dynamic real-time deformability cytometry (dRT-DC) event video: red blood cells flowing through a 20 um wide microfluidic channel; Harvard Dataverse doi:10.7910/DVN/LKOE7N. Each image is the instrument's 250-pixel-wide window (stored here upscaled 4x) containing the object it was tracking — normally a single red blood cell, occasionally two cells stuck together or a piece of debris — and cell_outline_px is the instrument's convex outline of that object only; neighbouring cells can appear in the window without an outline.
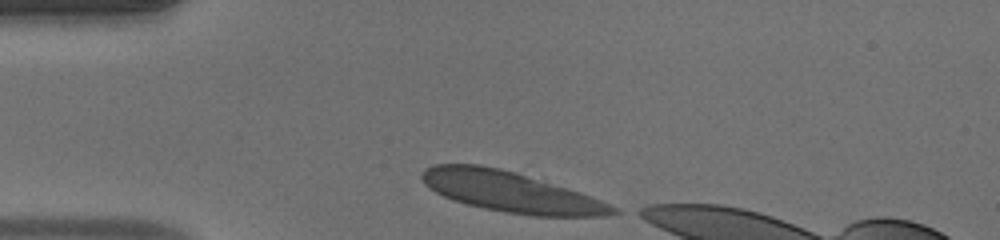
{"species": "human", "species_latin": "Homo sapiens", "temperature_condition": "warm", "stored_images_in_passage": 30, "camera_frame_rate_fps": 3000, "um_per_image_px": 0.085, "donor": {"sex": "male"}, "frame": {"image": 1, "passage_image": 1, "time_ms": 0.0, "image_size_px": [1000, 240], "cell_outline_px": [[620, 212], [604, 216], [532, 216], [504, 212], [484, 208], [468, 204], [444, 196], [436, 192], [424, 184], [420, 176], [424, 168], [436, 164], [476, 164], [500, 168], [580, 192], [600, 200], [616, 208]], "centroid_in_image_um": [43.37, 16.31], "position_along_channel_um": 41.6, "area_um2": 44.39}}
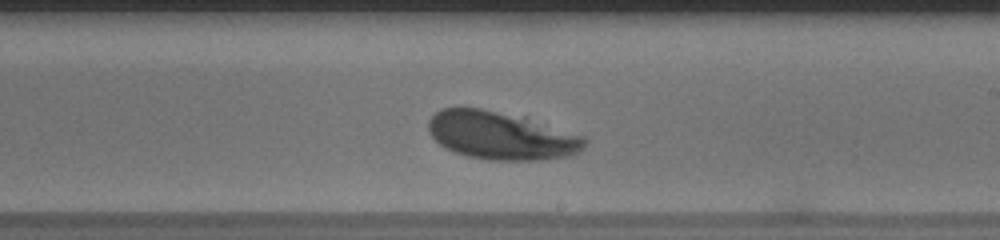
{"frame": {"image": 2, "passage_image": 18, "time_ms": 5.667, "image_size_px": [1000, 240], "cell_outline_px": [[588, 140], [584, 148], [568, 156], [540, 160], [488, 160], [468, 156], [456, 152], [440, 144], [432, 136], [428, 128], [428, 120], [440, 108], [480, 108], [524, 116], [584, 136]], "centroid_in_image_um": [42.62, 11.51], "position_along_channel_um": 246.4, "area_um2": 43.7}}
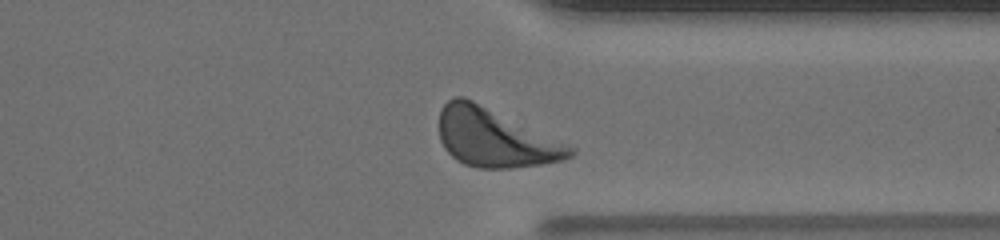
{"frame": {"image": 3, "passage_image": 27, "time_ms": 8.667, "image_size_px": [1000, 240], "cell_outline_px": [[576, 152], [572, 156], [564, 160], [540, 164], [512, 168], [480, 168], [464, 164], [456, 160], [444, 148], [440, 140], [440, 108], [448, 100], [456, 96], [464, 96], [576, 148]], "centroid_in_image_um": [42.06, 11.73], "position_along_channel_um": 369.3, "area_um2": 44.22}, "authors_computed_cell_mechanics": {"area_um2": 43.5234, "velocity_mm_per_s": 4.1281, "shape_relaxation_time_tau1_ms": 3.0264, "shape_relaxation_time_tau2_ms": 6.7208, "deformation_change_tau1": 0.1402, "deformation_change_tau2": 0.098}}